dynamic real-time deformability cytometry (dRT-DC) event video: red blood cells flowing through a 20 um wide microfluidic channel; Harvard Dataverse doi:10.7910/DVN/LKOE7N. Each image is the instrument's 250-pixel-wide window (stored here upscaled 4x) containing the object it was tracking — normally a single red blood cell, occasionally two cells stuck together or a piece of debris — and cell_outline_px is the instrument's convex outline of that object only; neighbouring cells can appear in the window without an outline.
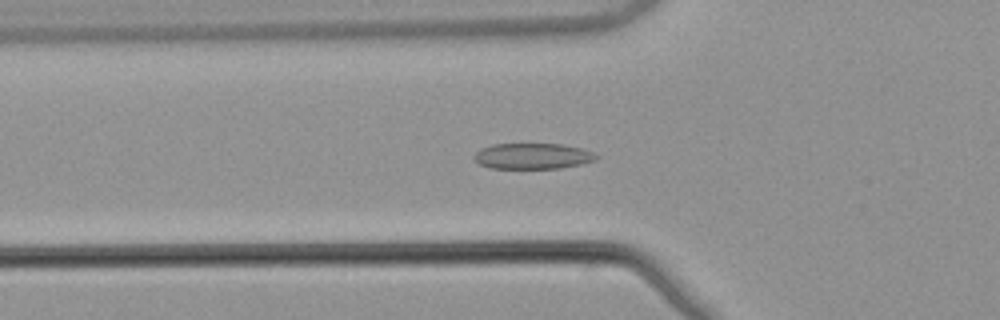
{"species": "common noctule bat (a hibernating species)", "species_latin": "Nyctalus noctula", "temperature_condition": "warm", "stored_images_in_passage": 53, "camera_frame_rate_fps": 3000, "um_per_image_px": 0.085, "animal": {"sex": "male", "body_mass_g": 21.5, "forearm_length_mm": 52.0}, "frame": {"image": 1, "passage_image": 19, "time_ms": 6.0, "image_size_px": [1000, 320], "cell_outline_px": [[600, 156], [596, 160], [580, 164], [560, 168], [488, 168], [480, 164], [472, 156], [476, 152], [492, 144], [560, 144], [580, 148], [592, 152]], "centroid_in_image_um": [45.28, 13.27], "position_along_channel_um": 80.5, "area_um2": 18.21}}
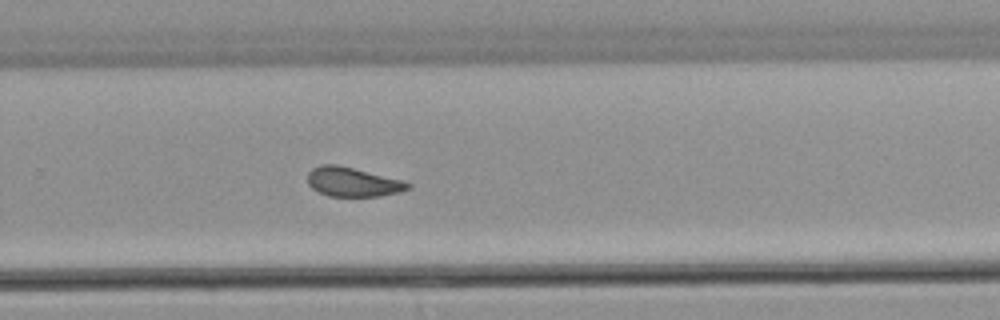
{"frame": {"image": 2, "passage_image": 36, "time_ms": 11.667, "image_size_px": [1000, 320], "cell_outline_px": [[412, 184], [408, 188], [400, 192], [380, 196], [328, 196], [312, 188], [308, 184], [308, 172], [312, 168], [320, 164], [336, 164], [404, 180]], "centroid_in_image_um": [29.98, 15.46], "position_along_channel_um": 299.8, "area_um2": 17.11}}
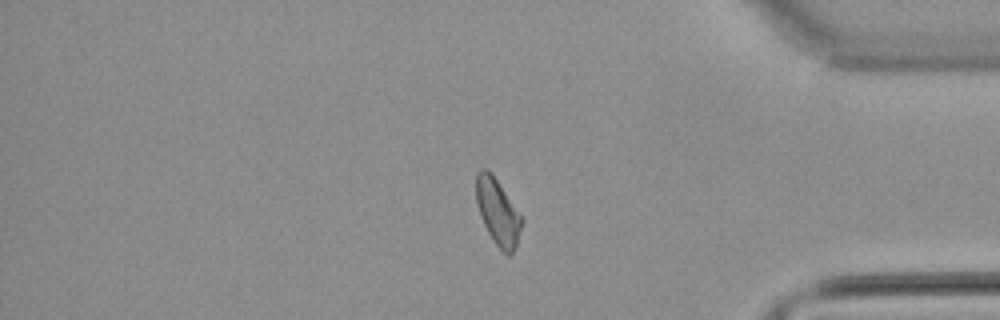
{"frame": {"image": 3, "passage_image": 45, "time_ms": 14.667, "image_size_px": [1000, 320], "cell_outline_px": [[524, 220], [516, 244], [512, 252], [508, 256], [492, 240], [480, 216], [476, 200], [476, 172], [480, 168], [488, 168]], "centroid_in_image_um": [42.29, 17.99], "position_along_channel_um": 392.9, "area_um2": 17.28}, "authors_computed_cell_mechanics": {"area_um2": 17.8024, "velocity_mm_per_s": 3.8695, "shape_relaxation_time_tau1_ms": null, "shape_relaxation_time_tau2_ms": 1.9008, "deformation_change_tau1": null, "deformation_change_tau2": 0.0794}}